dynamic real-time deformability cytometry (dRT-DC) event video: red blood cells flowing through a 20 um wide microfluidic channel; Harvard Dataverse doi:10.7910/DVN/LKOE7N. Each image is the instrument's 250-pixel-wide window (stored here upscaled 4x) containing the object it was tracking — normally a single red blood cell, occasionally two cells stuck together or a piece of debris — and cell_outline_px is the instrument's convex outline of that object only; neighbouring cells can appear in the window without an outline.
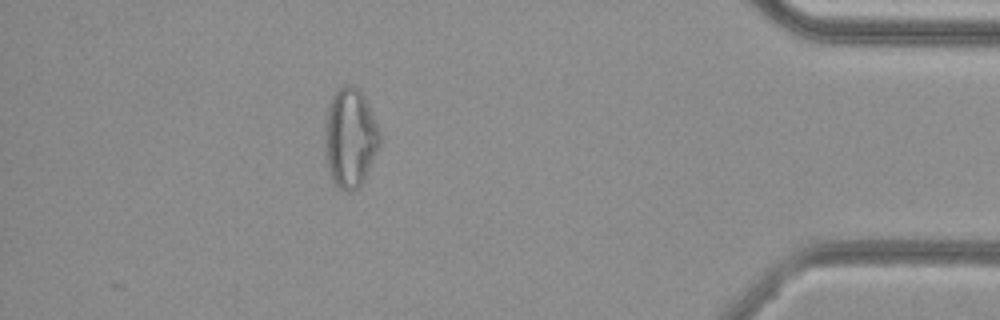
{"species": "common noctule bat (a hibernating species)", "species_latin": "Nyctalus noctula", "temperature_condition": "cold", "stored_images_in_passage": 38, "camera_frame_rate_fps": 3000, "um_per_image_px": 0.085, "animal": {"sex": "female", "body_mass_g": 29.2, "forearm_length_mm": 56.3}, "frame": {"image": 1, "passage_image": 38, "time_ms": 12.333, "image_size_px": [1000, 320], "cell_outline_px": [[380, 144], [364, 180], [360, 188], [352, 192], [348, 192], [340, 188], [332, 180], [328, 168], [324, 152], [324, 144], [328, 108], [332, 96], [344, 84], [352, 84], [364, 96], [380, 132]], "centroid_in_image_um": [29.76, 11.75], "position_along_channel_um": 405.4, "area_um2": 31.62}, "authors_computed_cell_mechanics": {"area_um2": 22.9755, "velocity_mm_per_s": 3.7727, "shape_relaxation_time_tau1_ms": null, "shape_relaxation_time_tau2_ms": 2.1983, "deformation_change_tau1": null, "deformation_change_tau2": 0.0972}}